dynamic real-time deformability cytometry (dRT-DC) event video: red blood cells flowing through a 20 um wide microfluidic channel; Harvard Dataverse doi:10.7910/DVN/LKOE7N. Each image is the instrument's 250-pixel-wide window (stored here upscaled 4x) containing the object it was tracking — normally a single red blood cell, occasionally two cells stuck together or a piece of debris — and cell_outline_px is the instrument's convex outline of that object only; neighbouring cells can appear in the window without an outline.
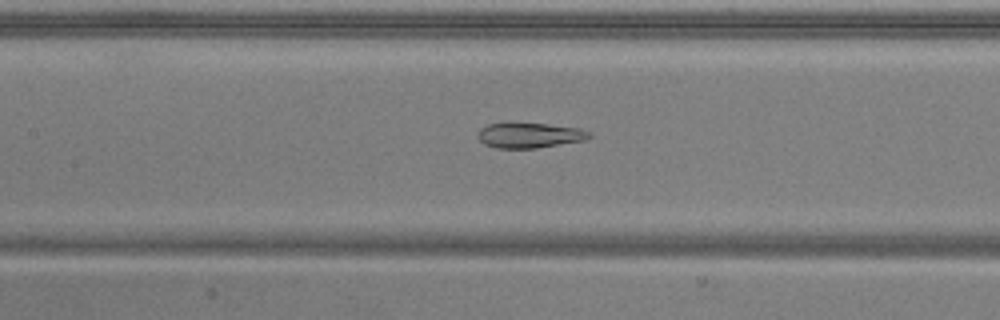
{"species": "common noctule bat (a hibernating species)", "species_latin": "Nyctalus noctula", "temperature_condition": "warm", "stored_images_in_passage": 34, "camera_frame_rate_fps": 3000, "um_per_image_px": 0.085, "animal": {"sex": "male", "body_mass_g": 20.5, "forearm_length_mm": 52.5}, "frame": {"image": 1, "passage_image": 8, "time_ms": 2.333, "image_size_px": [1000, 320], "cell_outline_px": [[592, 136], [584, 140], [536, 148], [496, 148], [484, 144], [476, 136], [480, 128], [488, 124], [508, 120], [548, 124], [580, 128], [592, 132]], "centroid_in_image_um": [44.96, 11.45], "position_along_channel_um": 162.4, "area_um2": 17.05}}
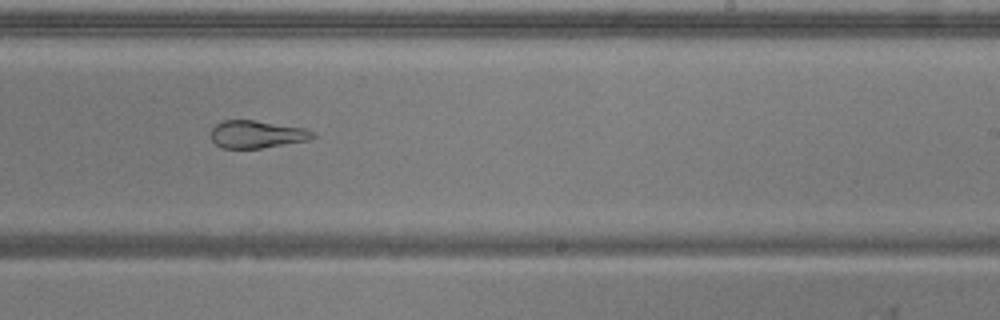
{"frame": {"image": 2, "passage_image": 16, "time_ms": 5.0, "image_size_px": [1000, 320], "cell_outline_px": [[316, 136], [312, 140], [260, 148], [224, 148], [216, 144], [212, 140], [212, 128], [216, 124], [224, 120], [252, 120], [304, 128], [316, 132]], "centroid_in_image_um": [21.88, 11.42], "position_along_channel_um": 267.1, "area_um2": 16.3}}
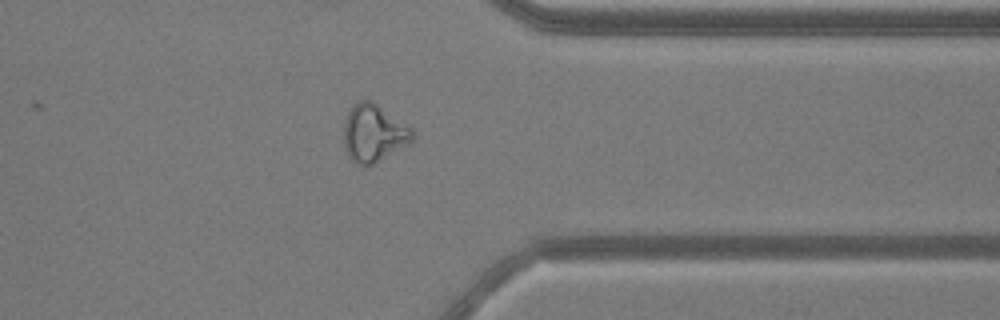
{"frame": {"image": 3, "passage_image": 25, "time_ms": 8.0, "image_size_px": [1000, 320], "cell_outline_px": [[416, 136], [412, 140], [372, 164], [356, 164], [348, 156], [344, 148], [344, 120], [352, 104], [356, 100], [372, 100], [412, 128]], "centroid_in_image_um": [31.72, 11.27], "position_along_channel_um": 379.7, "area_um2": 22.77}, "authors_computed_cell_mechanics": {"area_um2": 16.8487, "velocity_mm_per_s": 3.9379, "shape_relaxation_time_tau1_ms": null, "shape_relaxation_time_tau2_ms": 2.7499, "deformation_change_tau1": null, "deformation_change_tau2": 0.0455}}